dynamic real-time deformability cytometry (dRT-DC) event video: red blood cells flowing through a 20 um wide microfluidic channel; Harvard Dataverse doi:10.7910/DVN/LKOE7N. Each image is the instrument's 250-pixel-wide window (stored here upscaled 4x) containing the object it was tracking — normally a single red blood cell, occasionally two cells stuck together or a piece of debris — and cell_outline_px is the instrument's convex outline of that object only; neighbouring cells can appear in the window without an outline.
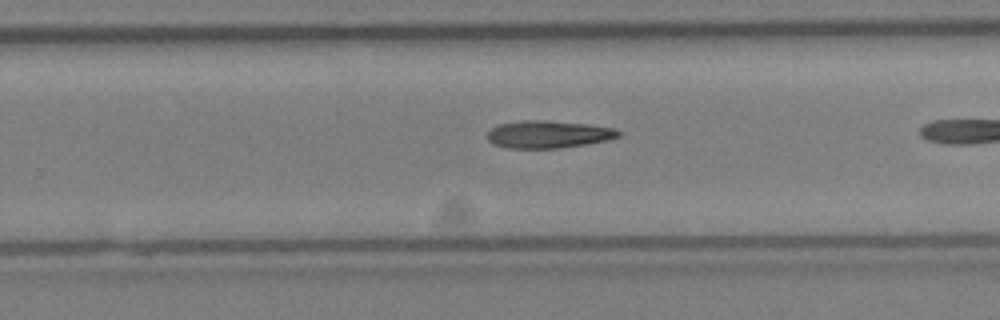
{"species": "Egyptian fruit bat (a non-hibernating species)", "species_latin": "Rousettus aegyptiacus", "temperature_condition": "cold", "stored_images_in_passage": 22, "camera_frame_rate_fps": 3000, "um_per_image_px": 0.085, "animal": {"sex": "female"}, "frame": {"image": 1, "passage_image": 16, "time_ms": 5.0, "image_size_px": [1000, 320], "cell_outline_px": [[620, 136], [608, 140], [560, 148], [508, 148], [492, 144], [488, 140], [488, 132], [492, 128], [500, 124], [520, 120], [544, 120], [588, 124], [616, 128], [620, 132]], "centroid_in_image_um": [46.61, 11.41], "position_along_channel_um": 283.2, "area_um2": 20.98}}